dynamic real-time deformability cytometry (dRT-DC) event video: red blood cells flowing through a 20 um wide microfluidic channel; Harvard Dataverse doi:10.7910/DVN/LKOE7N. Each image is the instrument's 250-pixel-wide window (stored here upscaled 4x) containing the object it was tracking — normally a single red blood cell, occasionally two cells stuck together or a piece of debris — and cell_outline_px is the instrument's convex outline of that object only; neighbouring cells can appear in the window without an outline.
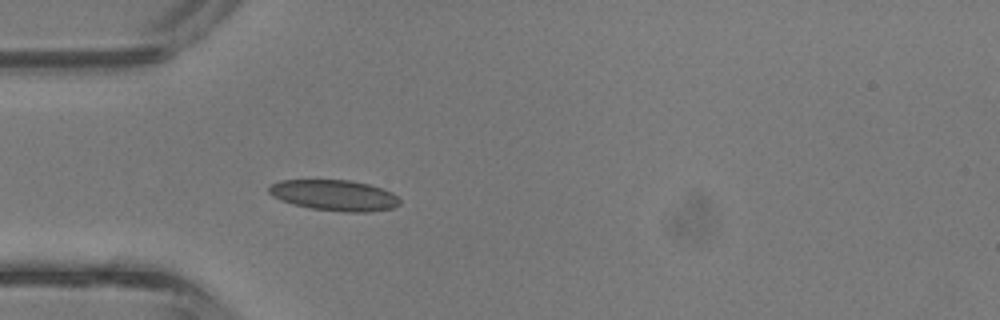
{"species": "common noctule bat (a hibernating species)", "species_latin": "Nyctalus noctula", "temperature_condition": "room temperature", "stored_images_in_passage": 2, "camera_frame_rate_fps": 3000, "um_per_image_px": 0.085, "animal": {"sex": "male", "body_mass_g": 13.3}, "frame": {"image": 1, "passage_image": 2, "time_ms": 0.333, "image_size_px": [1000, 320], "cell_outline_px": [[400, 204], [392, 208], [372, 212], [344, 212], [308, 208], [292, 204], [280, 200], [272, 196], [268, 192], [268, 188], [272, 184], [280, 180], [348, 180], [368, 184], [392, 192], [400, 200]], "centroid_in_image_um": [28.4, 16.61], "position_along_channel_um": 56.6, "area_um2": 23.58}}